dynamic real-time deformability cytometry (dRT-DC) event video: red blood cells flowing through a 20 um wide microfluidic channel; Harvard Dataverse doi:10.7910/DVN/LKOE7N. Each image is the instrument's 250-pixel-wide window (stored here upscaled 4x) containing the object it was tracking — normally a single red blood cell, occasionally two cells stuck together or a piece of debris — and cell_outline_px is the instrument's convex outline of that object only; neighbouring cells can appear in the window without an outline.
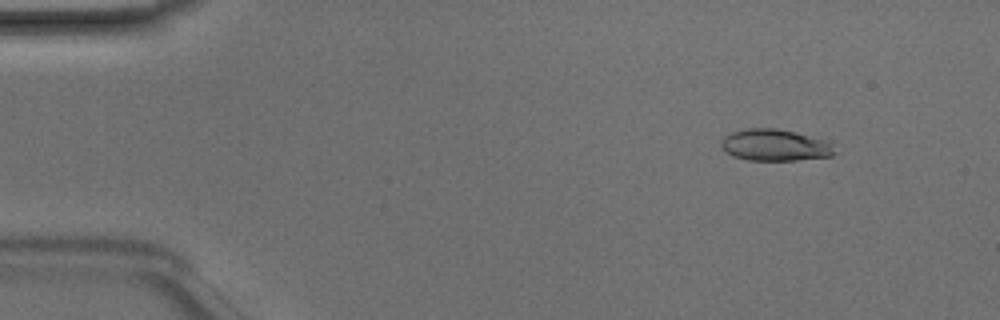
{"species": "Egyptian fruit bat (a non-hibernating species)", "species_latin": "Rousettus aegyptiacus", "temperature_condition": "room temperature", "stored_images_in_passage": 49, "camera_frame_rate_fps": 3000, "um_per_image_px": 0.085, "animal": {"sex": "male"}, "frame": {"image": 1, "passage_image": 6, "time_ms": 1.667, "image_size_px": [1000, 320], "cell_outline_px": [[832, 156], [796, 160], [748, 160], [732, 156], [720, 148], [720, 140], [724, 136], [732, 132], [748, 128], [776, 128], [796, 132], [828, 140], [832, 144]], "centroid_in_image_um": [65.82, 12.33], "position_along_channel_um": 19.2, "area_um2": 21.04}}
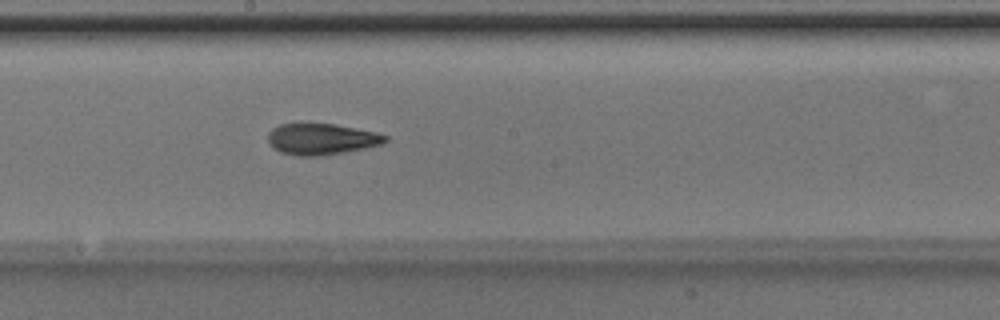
{"frame": {"image": 2, "passage_image": 27, "time_ms": 8.667, "image_size_px": [1000, 320], "cell_outline_px": [[388, 140], [380, 144], [364, 148], [344, 152], [320, 156], [296, 156], [280, 152], [268, 140], [268, 132], [272, 128], [280, 124], [336, 124], [376, 132], [388, 136]], "centroid_in_image_um": [27.33, 11.82], "position_along_channel_um": 220.9, "area_um2": 21.15}}
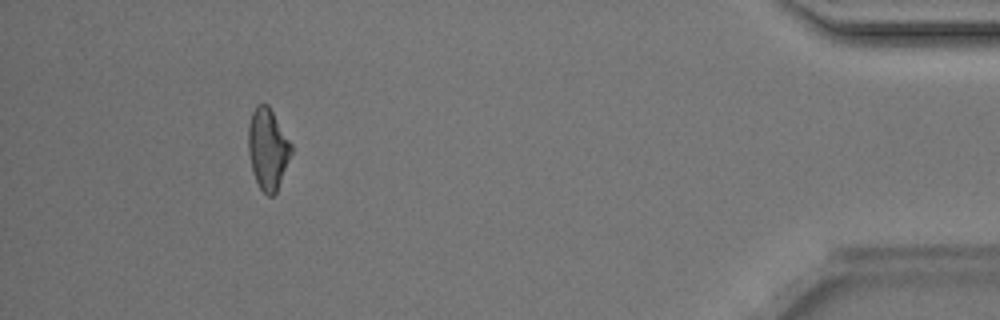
{"frame": {"image": 3, "passage_image": 45, "time_ms": 14.667, "image_size_px": [1000, 320], "cell_outline_px": [[292, 152], [276, 192], [272, 196], [268, 196], [260, 188], [252, 172], [248, 152], [248, 124], [252, 112], [256, 104], [268, 104], [292, 144]], "centroid_in_image_um": [22.75, 12.63], "position_along_channel_um": 412.5, "area_um2": 20.29}, "authors_computed_cell_mechanics": {"area_um2": 20.7502, "velocity_mm_per_s": 4.2012, "shape_relaxation_time_tau1_ms": 3.3199, "shape_relaxation_time_tau2_ms": 2.4122, "deformation_change_tau1": 0.1584, "deformation_change_tau2": 0.1174}}